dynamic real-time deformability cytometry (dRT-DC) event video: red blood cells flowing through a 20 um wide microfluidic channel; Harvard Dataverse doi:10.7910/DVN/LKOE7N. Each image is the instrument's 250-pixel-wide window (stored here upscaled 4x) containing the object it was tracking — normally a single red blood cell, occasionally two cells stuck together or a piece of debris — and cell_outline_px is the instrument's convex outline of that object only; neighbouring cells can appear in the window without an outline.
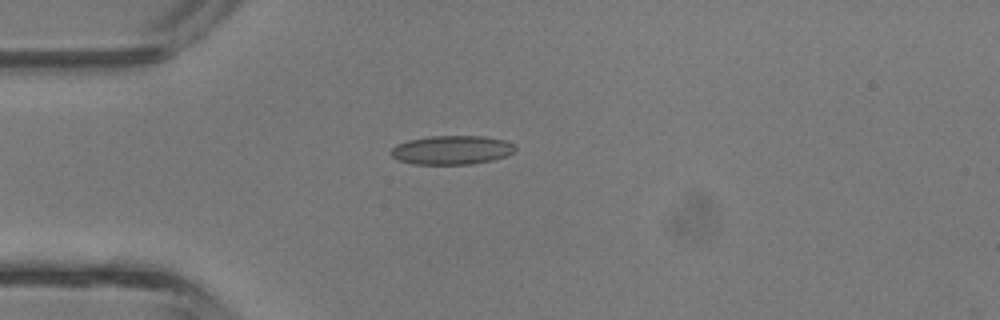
{"species": "common noctule bat (a hibernating species)", "species_latin": "Nyctalus noctula", "temperature_condition": "room temperature", "stored_images_in_passage": 1, "camera_frame_rate_fps": 3000, "um_per_image_px": 0.085, "animal": {"sex": "male", "body_mass_g": 13.3}, "frame": {"image": 1, "passage_image": 1, "time_ms": 0.0, "image_size_px": [1000, 320], "cell_outline_px": [[516, 148], [508, 156], [492, 160], [472, 164], [412, 164], [396, 160], [388, 152], [396, 144], [408, 140], [428, 136], [484, 136], [504, 140], [516, 144]], "centroid_in_image_um": [38.38, 12.75], "position_along_channel_um": 46.6, "area_um2": 21.21}}